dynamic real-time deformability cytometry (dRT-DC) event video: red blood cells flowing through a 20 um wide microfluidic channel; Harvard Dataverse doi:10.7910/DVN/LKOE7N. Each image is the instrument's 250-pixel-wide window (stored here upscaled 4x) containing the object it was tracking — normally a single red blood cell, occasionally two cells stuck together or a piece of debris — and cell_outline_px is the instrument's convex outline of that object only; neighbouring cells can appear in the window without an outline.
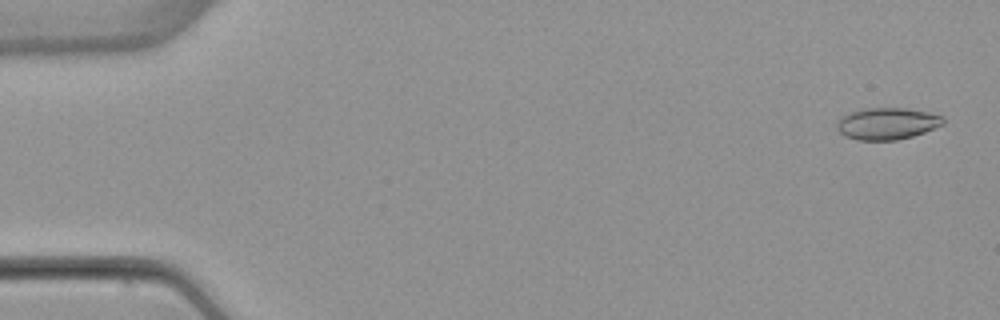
{"species": "common noctule bat (a hibernating species)", "species_latin": "Nyctalus noctula", "temperature_condition": "warm", "stored_images_in_passage": 53, "camera_frame_rate_fps": 3000, "um_per_image_px": 0.085, "animal": {"sex": "female", "body_mass_g": 22.7, "forearm_length_mm": 54.2}, "frame": {"image": 1, "passage_image": 2, "time_ms": 0.333, "image_size_px": [1000, 320], "cell_outline_px": [[944, 124], [924, 132], [912, 136], [896, 140], [856, 140], [844, 136], [836, 128], [836, 120], [840, 116], [848, 112], [860, 108], [908, 108], [928, 112], [944, 116]], "centroid_in_image_um": [75.35, 10.49], "position_along_channel_um": 9.6, "area_um2": 20.06}}
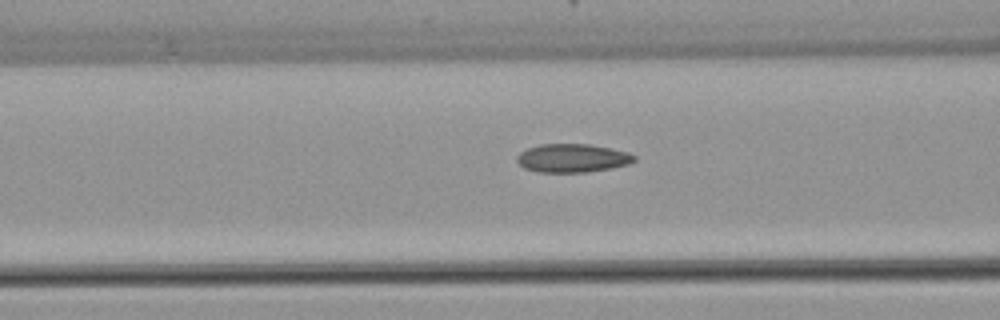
{"frame": {"image": 2, "passage_image": 21, "time_ms": 6.667, "image_size_px": [1000, 320], "cell_outline_px": [[636, 160], [628, 164], [612, 168], [588, 172], [536, 172], [524, 168], [516, 160], [516, 156], [520, 152], [528, 148], [540, 144], [588, 144], [612, 148], [628, 152], [636, 156]], "centroid_in_image_um": [48.66, 13.44], "position_along_channel_um": 117.9, "area_um2": 19.59}}
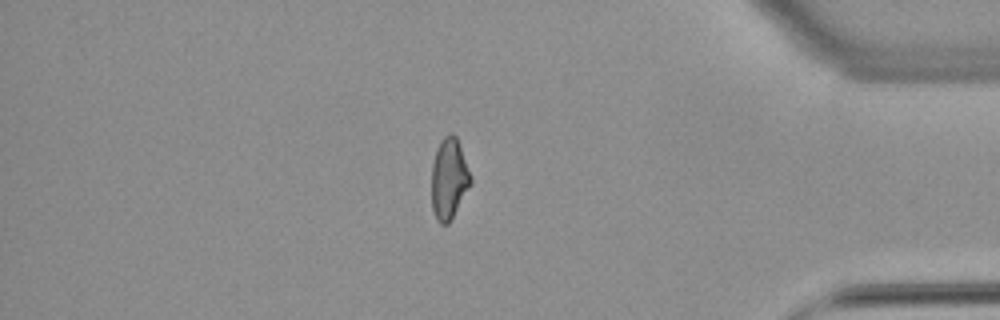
{"frame": {"image": 3, "passage_image": 45, "time_ms": 14.667, "image_size_px": [1000, 320], "cell_outline_px": [[472, 184], [448, 224], [440, 224], [436, 220], [432, 208], [432, 164], [436, 148], [440, 140], [448, 132], [452, 132], [456, 136], [472, 176]], "centroid_in_image_um": [38.17, 15.17], "position_along_channel_um": 397.0, "area_um2": 18.67}, "authors_computed_cell_mechanics": {"area_um2": 19.074, "velocity_mm_per_s": 3.8991, "shape_relaxation_time_tau1_ms": null, "shape_relaxation_time_tau2_ms": 1.9641, "deformation_change_tau1": null, "deformation_change_tau2": 0.0748}}